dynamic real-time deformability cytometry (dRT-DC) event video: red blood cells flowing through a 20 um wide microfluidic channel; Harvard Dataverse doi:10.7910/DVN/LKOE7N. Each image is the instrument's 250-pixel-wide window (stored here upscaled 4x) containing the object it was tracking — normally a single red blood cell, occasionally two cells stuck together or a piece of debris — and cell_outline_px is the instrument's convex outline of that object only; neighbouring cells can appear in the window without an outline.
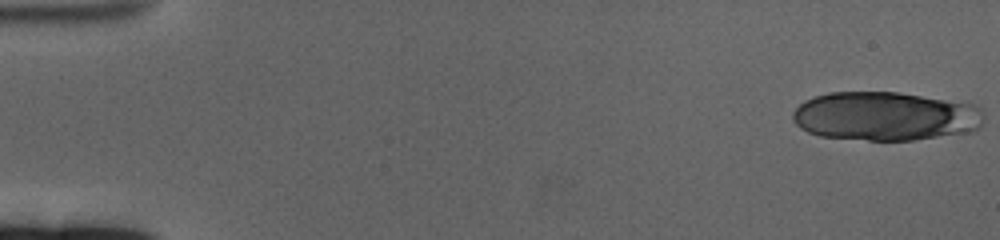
{"species": "human", "species_latin": "Homo sapiens", "temperature_condition": "cold", "stored_images_in_passage": 21, "camera_frame_rate_fps": 3000, "um_per_image_px": 0.085, "donor": {"sex": "female"}, "frame": {"image": 1, "passage_image": 1, "time_ms": 0.0, "image_size_px": [1000, 240], "cell_outline_px": [[984, 120], [980, 128], [976, 132], [912, 140], [868, 140], [820, 136], [808, 132], [800, 128], [792, 120], [792, 112], [804, 100], [812, 96], [828, 92], [896, 92], [976, 104], [984, 112]], "centroid_in_image_um": [75.28, 9.88], "position_along_channel_um": 9.7, "area_um2": 55.08}}